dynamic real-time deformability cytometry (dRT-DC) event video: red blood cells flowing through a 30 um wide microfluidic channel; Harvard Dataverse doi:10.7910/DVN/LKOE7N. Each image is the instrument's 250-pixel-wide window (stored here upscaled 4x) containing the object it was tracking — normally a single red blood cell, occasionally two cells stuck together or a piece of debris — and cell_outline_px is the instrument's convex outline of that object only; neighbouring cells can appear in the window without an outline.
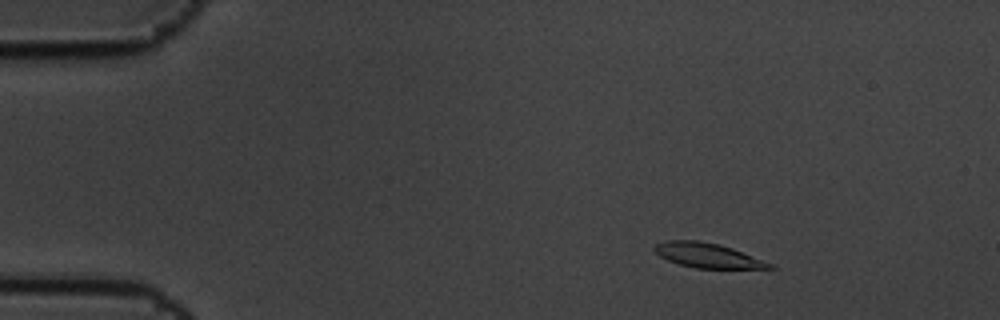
{"species": "common noctule bat (a hibernating species)", "species_latin": "Nyctalus noctula", "temperature_condition": "cold", "stored_images_in_passage": 4, "camera_frame_rate_fps": 3000, "um_per_image_px": 0.085, "animal": {"sex": "male", "body_mass_g": 19.5, "forearm_length_mm": 54.6}, "frame": {"image": 1, "passage_image": 2, "time_ms": 0.333, "image_size_px": [1000, 320], "cell_outline_px": [[776, 268], [696, 268], [680, 264], [668, 260], [660, 256], [652, 248], [656, 244], [664, 240], [696, 240], [716, 244], [732, 248], [772, 264]], "centroid_in_image_um": [60.09, 21.7], "position_along_channel_um": 24.9, "area_um2": 16.18}}